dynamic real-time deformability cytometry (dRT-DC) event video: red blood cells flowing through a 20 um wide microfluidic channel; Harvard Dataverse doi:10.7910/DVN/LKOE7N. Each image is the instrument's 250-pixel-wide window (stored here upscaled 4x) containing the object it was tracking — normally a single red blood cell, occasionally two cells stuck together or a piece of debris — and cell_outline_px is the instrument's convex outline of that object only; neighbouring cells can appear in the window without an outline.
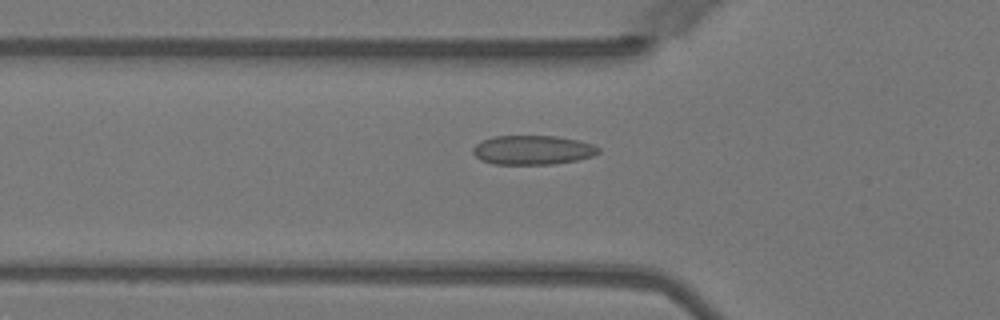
{"species": "Egyptian fruit bat (a non-hibernating species)", "species_latin": "Rousettus aegyptiacus", "temperature_condition": "warm", "stored_images_in_passage": 42, "camera_frame_rate_fps": 3000, "um_per_image_px": 0.085, "animal": {"sex": "female"}, "frame": {"image": 1, "passage_image": 4, "time_ms": 1.0, "image_size_px": [1000, 320], "cell_outline_px": [[600, 152], [592, 156], [576, 160], [552, 164], [492, 164], [480, 160], [472, 152], [472, 148], [476, 144], [492, 136], [556, 136], [580, 140], [592, 144], [600, 148]], "centroid_in_image_um": [45.27, 12.75], "position_along_channel_um": 80.5, "area_um2": 21.44}}
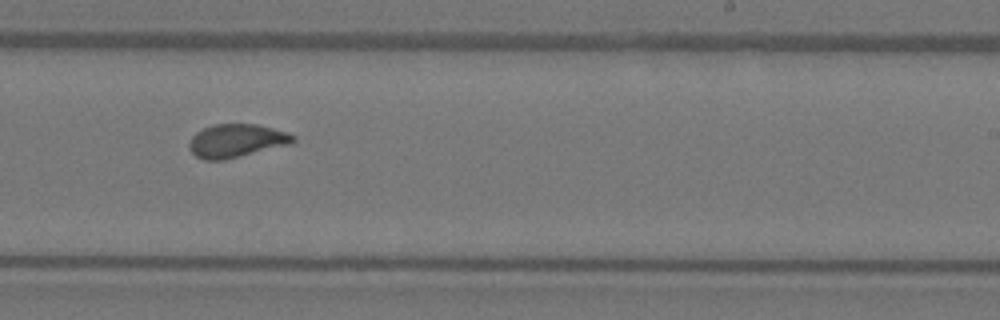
{"frame": {"image": 2, "passage_image": 20, "time_ms": 6.333, "image_size_px": [1000, 320], "cell_outline_px": [[296, 140], [292, 144], [224, 160], [204, 160], [196, 156], [192, 152], [188, 144], [192, 136], [196, 132], [212, 124], [256, 124], [288, 132], [296, 136]], "centroid_in_image_um": [20.12, 11.96], "position_along_channel_um": 268.9, "area_um2": 20.29}}
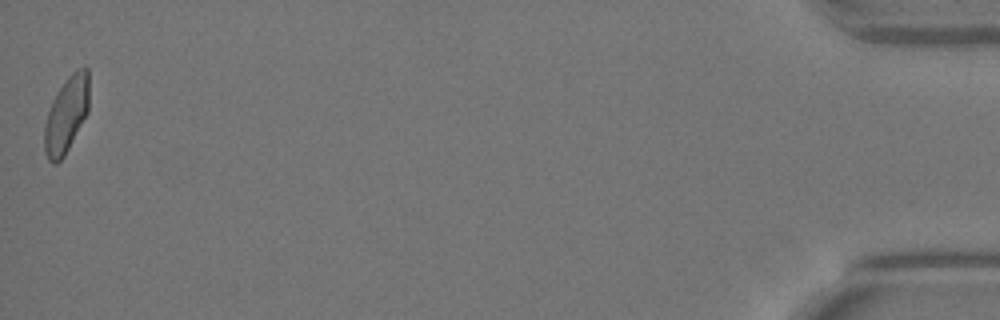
{"frame": {"image": 3, "passage_image": 42, "time_ms": 13.667, "image_size_px": [1000, 320], "cell_outline_px": [[88, 112], [64, 156], [56, 164], [52, 164], [48, 160], [44, 152], [44, 124], [52, 100], [56, 92], [68, 76], [76, 68], [84, 64], [88, 68]], "centroid_in_image_um": [5.63, 9.72], "position_along_channel_um": 429.6, "area_um2": 20.0}, "authors_computed_cell_mechanics": {"area_um2": 19.8832, "velocity_mm_per_s": 3.5141, "shape_relaxation_time_tau1_ms": 9.1939, "shape_relaxation_time_tau2_ms": null, "deformation_change_tau1": 0.1924, "deformation_change_tau2": null}}